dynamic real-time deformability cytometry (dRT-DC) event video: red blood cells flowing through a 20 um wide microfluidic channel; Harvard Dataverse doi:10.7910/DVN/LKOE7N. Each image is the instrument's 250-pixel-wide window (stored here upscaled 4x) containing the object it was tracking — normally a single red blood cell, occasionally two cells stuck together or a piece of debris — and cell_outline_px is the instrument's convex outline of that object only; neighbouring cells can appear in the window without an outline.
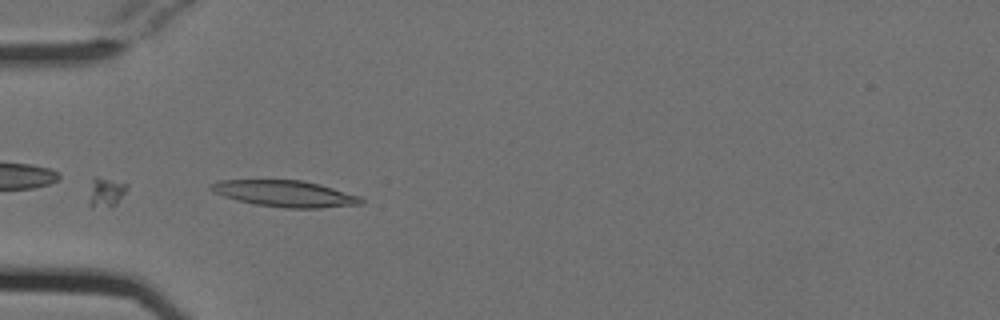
{"species": "Egyptian fruit bat (a non-hibernating species)", "species_latin": "Rousettus aegyptiacus", "temperature_condition": "cold", "stored_images_in_passage": 8, "camera_frame_rate_fps": 3000, "um_per_image_px": 0.085, "animal": {"sex": "female"}, "frame": {"image": 1, "passage_image": 2, "time_ms": 0.333, "image_size_px": [1000, 320], "cell_outline_px": [[364, 204], [320, 208], [284, 208], [256, 204], [236, 200], [212, 192], [208, 188], [208, 184], [220, 180], [304, 180], [320, 184], [360, 196], [364, 200]], "centroid_in_image_um": [24.22, 16.46], "position_along_channel_um": 60.8, "area_um2": 23.24}}